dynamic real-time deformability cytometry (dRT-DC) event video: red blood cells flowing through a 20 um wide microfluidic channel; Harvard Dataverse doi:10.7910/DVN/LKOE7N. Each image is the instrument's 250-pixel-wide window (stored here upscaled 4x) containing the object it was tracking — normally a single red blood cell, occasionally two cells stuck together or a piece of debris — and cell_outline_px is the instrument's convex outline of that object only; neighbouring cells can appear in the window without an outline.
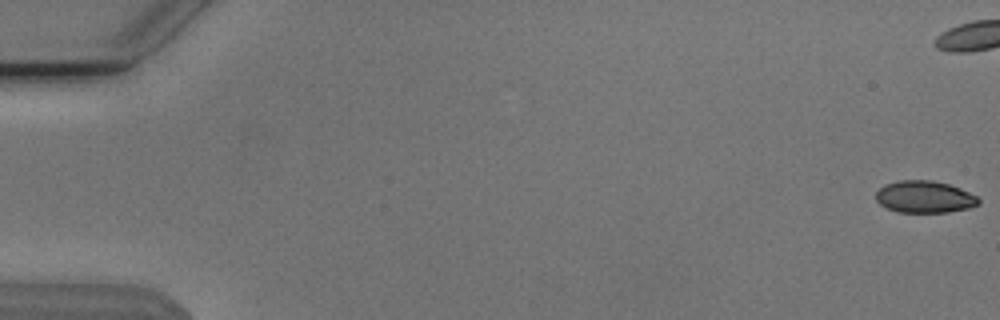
{"species": "Egyptian fruit bat (a non-hibernating species)", "species_latin": "Rousettus aegyptiacus", "temperature_condition": "cold", "stored_images_in_passage": 56, "camera_frame_rate_fps": 3000, "um_per_image_px": 0.085, "animal": {"sex": "male"}, "frame": {"image": 1, "passage_image": 1, "time_ms": 0.0, "image_size_px": [1000, 320], "cell_outline_px": [[980, 204], [968, 208], [948, 212], [896, 212], [880, 204], [876, 200], [876, 192], [884, 184], [896, 180], [932, 180], [948, 184], [960, 188], [976, 196], [980, 200]], "centroid_in_image_um": [78.57, 16.73], "position_along_channel_um": 6.4, "area_um2": 19.19}}
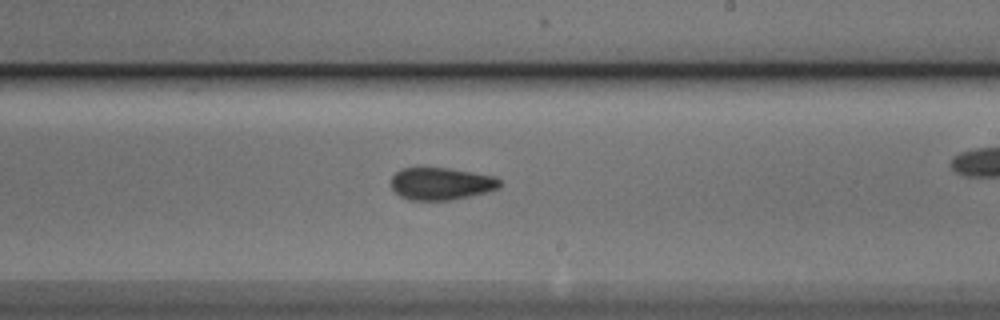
{"frame": {"image": 2, "passage_image": 33, "time_ms": 10.667, "image_size_px": [1000, 320], "cell_outline_px": [[500, 188], [488, 192], [452, 200], [412, 200], [400, 196], [392, 188], [392, 176], [400, 168], [448, 168], [496, 176], [500, 180]], "centroid_in_image_um": [37.53, 15.61], "position_along_channel_um": 251.5, "area_um2": 20.52}}
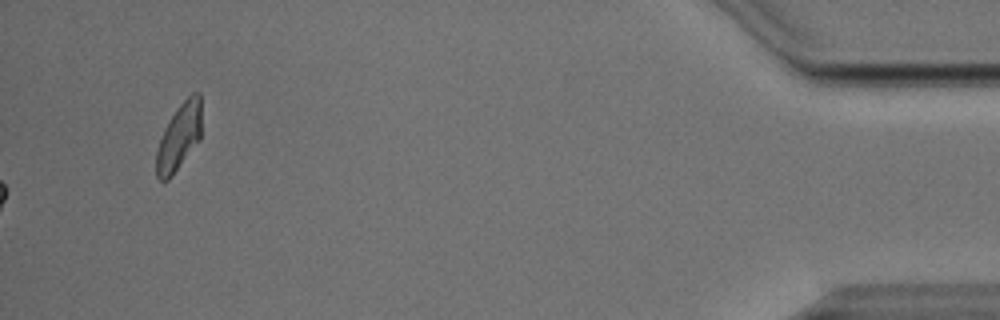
{"frame": {"image": 3, "passage_image": 56, "time_ms": 18.333, "image_size_px": [1000, 320], "cell_outline_px": [[200, 140], [172, 176], [168, 180], [160, 180], [156, 176], [156, 152], [164, 128], [176, 108], [192, 92], [200, 92]], "centroid_in_image_um": [15.21, 11.64], "position_along_channel_um": 420.0, "area_um2": 17.46}, "authors_computed_cell_mechanics": {"area_um2": 19.8832, "velocity_mm_per_s": 3.8175, "shape_relaxation_time_tau1_ms": null, "shape_relaxation_time_tau2_ms": 2.8532, "deformation_change_tau1": null, "deformation_change_tau2": 0.0573}}